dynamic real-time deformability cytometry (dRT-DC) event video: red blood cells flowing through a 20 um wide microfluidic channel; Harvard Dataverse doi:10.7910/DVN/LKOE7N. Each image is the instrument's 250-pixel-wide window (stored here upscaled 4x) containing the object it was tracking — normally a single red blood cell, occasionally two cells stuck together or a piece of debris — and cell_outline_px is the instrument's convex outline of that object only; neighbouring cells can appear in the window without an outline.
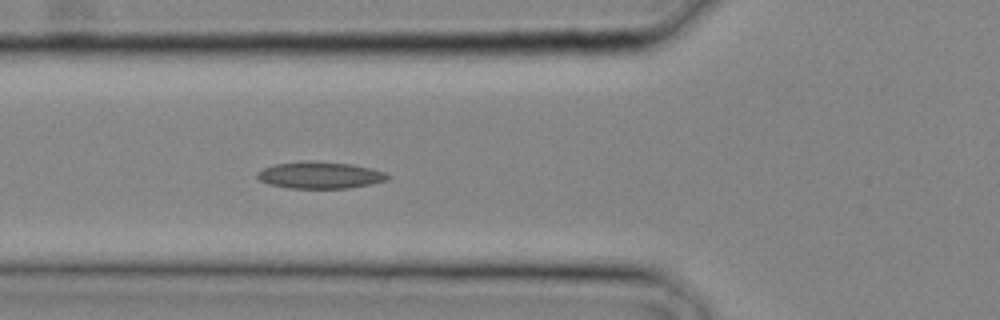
{"species": "common noctule bat (a hibernating species)", "species_latin": "Nyctalus noctula", "temperature_condition": "cold", "stored_images_in_passage": 10, "camera_frame_rate_fps": 3000, "um_per_image_px": 0.085, "animal": {"sex": "male", "body_mass_g": 20.4}, "frame": {"image": 1, "passage_image": 10, "time_ms": 3.0, "image_size_px": [1000, 320], "cell_outline_px": [[392, 176], [388, 180], [348, 188], [288, 188], [272, 184], [260, 180], [256, 176], [256, 172], [264, 168], [276, 164], [304, 160], [308, 160], [348, 164], [368, 168], [384, 172]], "centroid_in_image_um": [27.18, 14.88], "position_along_channel_um": 98.6, "area_um2": 20.11}}